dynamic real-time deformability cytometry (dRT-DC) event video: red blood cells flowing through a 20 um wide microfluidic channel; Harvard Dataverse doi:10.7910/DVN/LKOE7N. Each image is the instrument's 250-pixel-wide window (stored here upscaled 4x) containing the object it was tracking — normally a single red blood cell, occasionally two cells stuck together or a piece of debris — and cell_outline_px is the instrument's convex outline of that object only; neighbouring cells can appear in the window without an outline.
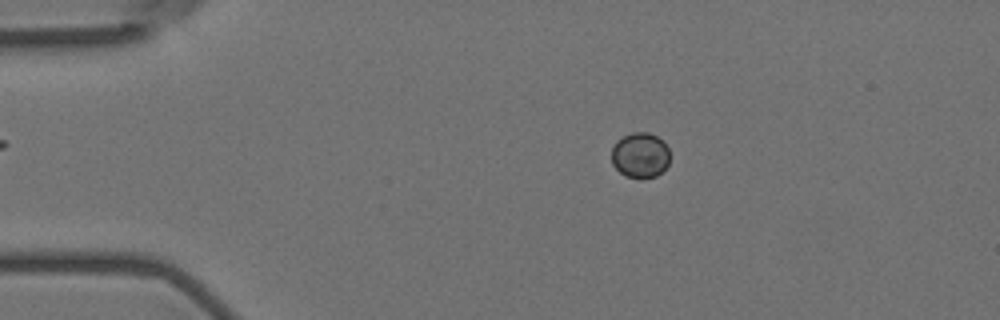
{"species": "Egyptian fruit bat (a non-hibernating species)", "species_latin": "Rousettus aegyptiacus", "temperature_condition": "room temperature", "stored_images_in_passage": 21, "camera_frame_rate_fps": 3000, "um_per_image_px": 0.085, "animal": {"sex": "female"}, "frame": {"image": 1, "passage_image": 12, "time_ms": 3.667, "image_size_px": [1000, 320], "cell_outline_px": [[668, 164], [656, 176], [624, 176], [612, 164], [612, 148], [616, 140], [632, 132], [648, 132], [664, 140], [668, 148]], "centroid_in_image_um": [54.4, 13.15], "position_along_channel_um": 30.6, "area_um2": 15.14}}
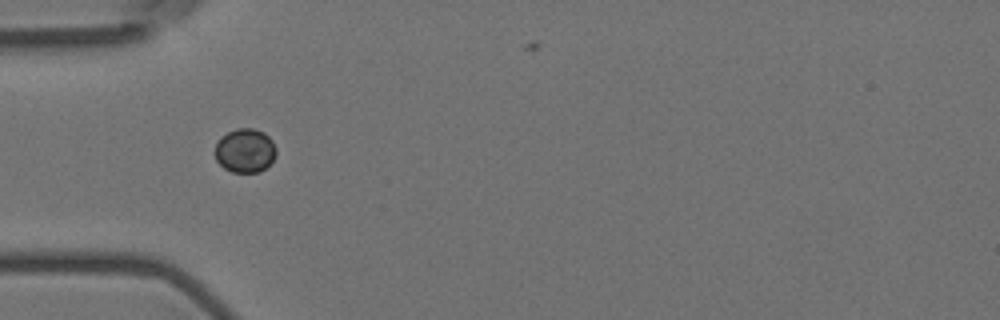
{"frame": {"image": 2, "passage_image": 19, "time_ms": 6.0, "image_size_px": [1000, 320], "cell_outline_px": [[276, 156], [260, 172], [232, 172], [224, 168], [216, 160], [212, 152], [220, 136], [236, 128], [252, 128], [264, 132], [272, 140], [276, 148]], "centroid_in_image_um": [20.79, 12.79], "position_along_channel_um": 64.2, "area_um2": 15.9}}